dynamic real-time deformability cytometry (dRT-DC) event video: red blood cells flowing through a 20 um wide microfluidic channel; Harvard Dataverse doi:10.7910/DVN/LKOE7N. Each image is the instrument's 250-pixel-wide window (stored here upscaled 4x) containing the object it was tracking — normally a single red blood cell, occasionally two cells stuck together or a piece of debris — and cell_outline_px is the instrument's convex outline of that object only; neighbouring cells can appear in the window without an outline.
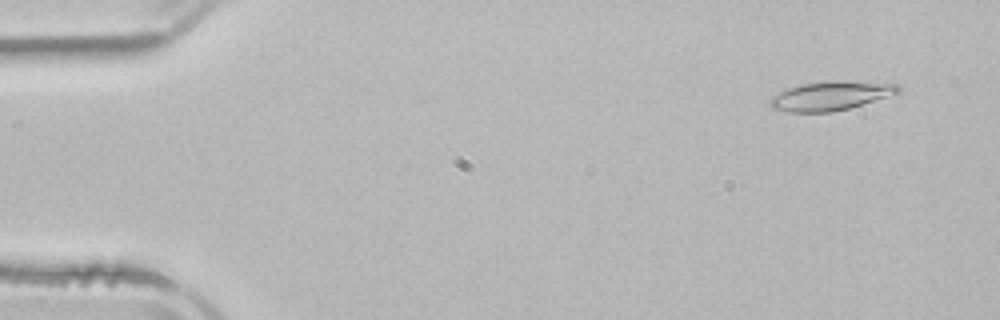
{"species": "common noctule bat (a hibernating species)", "species_latin": "Nyctalus noctula", "temperature_condition": "room temperature", "stored_images_in_passage": 3, "camera_frame_rate_fps": 3000, "um_per_image_px": 0.085, "animal": {"sex": "male", "body_mass_g": 21.5, "forearm_length_mm": 52.0}, "frame": {"image": 1, "passage_image": 1, "time_ms": 0.0, "image_size_px": [1000, 320], "cell_outline_px": [[900, 92], [848, 108], [832, 112], [788, 112], [772, 108], [768, 104], [772, 96], [788, 88], [800, 84], [828, 80], [844, 80], [900, 84]], "centroid_in_image_um": [70.58, 8.13], "position_along_channel_um": 14.4, "area_um2": 21.68}}